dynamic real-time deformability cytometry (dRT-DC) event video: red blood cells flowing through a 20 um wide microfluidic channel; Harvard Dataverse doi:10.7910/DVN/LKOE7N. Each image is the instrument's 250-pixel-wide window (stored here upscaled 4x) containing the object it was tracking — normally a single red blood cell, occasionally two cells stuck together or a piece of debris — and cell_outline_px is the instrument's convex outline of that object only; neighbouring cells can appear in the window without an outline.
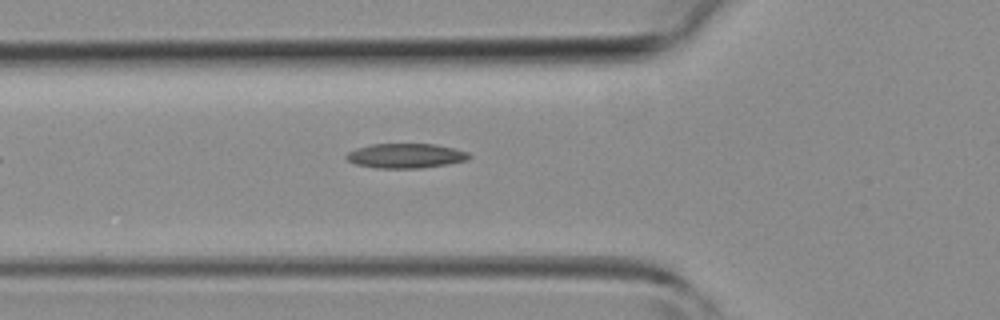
{"species": "common noctule bat (a hibernating species)", "species_latin": "Nyctalus noctula", "temperature_condition": "room temperature", "stored_images_in_passage": 31, "camera_frame_rate_fps": 3000, "um_per_image_px": 0.085, "animal": {"sex": "female", "body_mass_g": 19.3, "forearm_length_mm": 54.1}, "frame": {"image": 1, "passage_image": 2, "time_ms": 0.333, "image_size_px": [1000, 320], "cell_outline_px": [[472, 156], [468, 160], [448, 164], [420, 168], [376, 168], [356, 164], [348, 160], [344, 156], [348, 152], [356, 148], [372, 144], [436, 144], [456, 148], [468, 152]], "centroid_in_image_um": [34.52, 13.24], "position_along_channel_um": 91.3, "area_um2": 17.74}}
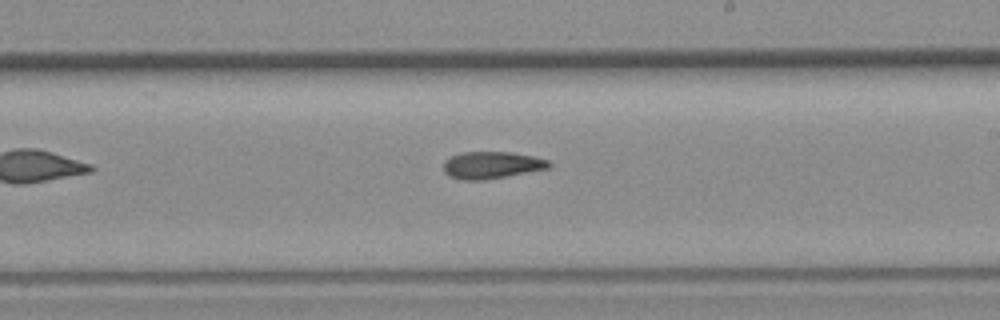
{"frame": {"image": 2, "passage_image": 12, "time_ms": 3.667, "image_size_px": [1000, 320], "cell_outline_px": [[552, 164], [548, 168], [484, 180], [460, 180], [448, 176], [444, 172], [444, 164], [452, 156], [460, 152], [508, 152], [532, 156], [548, 160]], "centroid_in_image_um": [41.77, 14.04], "position_along_channel_um": 247.2, "area_um2": 16.42}}
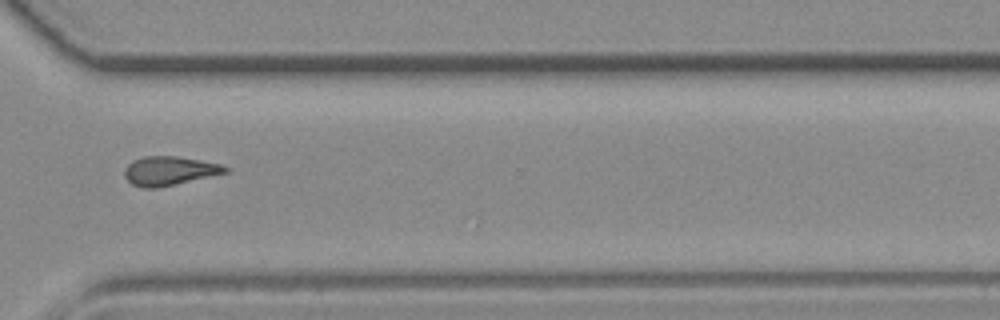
{"frame": {"image": 3, "passage_image": 19, "time_ms": 6.0, "image_size_px": [1000, 320], "cell_outline_px": [[228, 172], [156, 188], [144, 188], [132, 184], [124, 176], [124, 168], [132, 160], [144, 156], [176, 156], [200, 160], [220, 164], [228, 168]], "centroid_in_image_um": [14.35, 14.51], "position_along_channel_um": 356.3, "area_um2": 16.82}}